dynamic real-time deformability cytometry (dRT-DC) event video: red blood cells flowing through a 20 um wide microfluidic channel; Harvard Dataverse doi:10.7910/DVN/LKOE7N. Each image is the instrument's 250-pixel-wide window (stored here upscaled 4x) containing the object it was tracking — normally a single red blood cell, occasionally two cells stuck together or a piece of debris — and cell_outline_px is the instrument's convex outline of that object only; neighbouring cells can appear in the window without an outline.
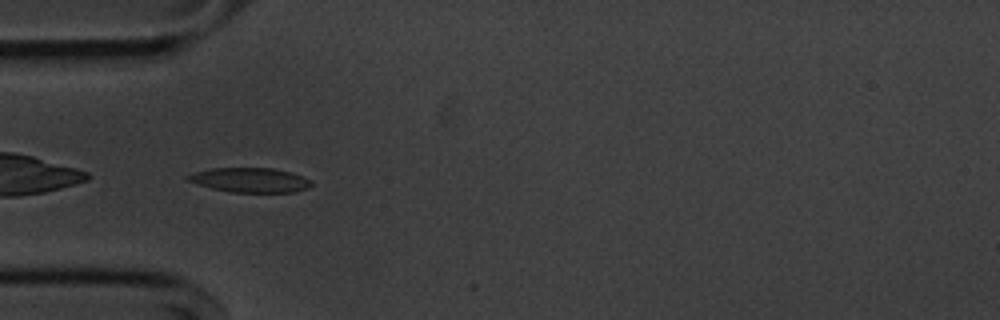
{"species": "common noctule bat (a hibernating species)", "species_latin": "Nyctalus noctula", "temperature_condition": "cold", "stored_images_in_passage": 11, "camera_frame_rate_fps": 3000, "um_per_image_px": 0.085, "animal": {"sex": "male", "body_mass_g": 20.1, "forearm_length_mm": 53.5}, "frame": {"image": 1, "passage_image": 1, "time_ms": 0.0, "image_size_px": [1000, 320], "cell_outline_px": [[312, 184], [308, 188], [296, 192], [232, 192], [212, 188], [184, 180], [184, 176], [208, 168], [272, 168], [304, 176], [312, 180]], "centroid_in_image_um": [21.25, 15.3], "position_along_channel_um": 63.8, "area_um2": 17.74}}
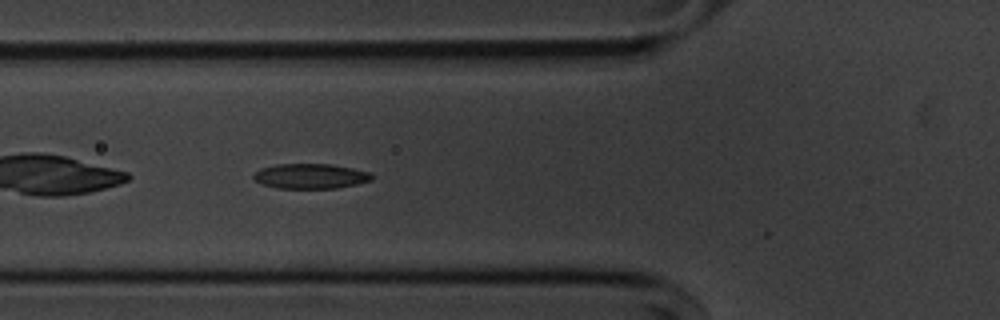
{"frame": {"image": 2, "passage_image": 4, "time_ms": 1.0, "image_size_px": [1000, 320], "cell_outline_px": [[372, 180], [356, 184], [336, 188], [276, 188], [264, 184], [256, 180], [252, 176], [260, 168], [276, 164], [332, 164], [372, 172]], "centroid_in_image_um": [26.41, 14.96], "position_along_channel_um": 99.4, "area_um2": 17.17}}